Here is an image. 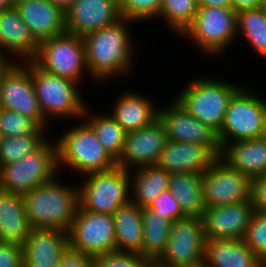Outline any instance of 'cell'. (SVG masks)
I'll list each match as a JSON object with an SVG mask.
<instances>
[{"instance_id":"6da1fadb","label":"cell","mask_w":266,"mask_h":267,"mask_svg":"<svg viewBox=\"0 0 266 267\" xmlns=\"http://www.w3.org/2000/svg\"><path fill=\"white\" fill-rule=\"evenodd\" d=\"M135 24L138 23L122 18L111 26L82 37L86 66L93 85L97 83L100 86L104 82L111 84L113 78L118 80L125 75L126 78L134 71L137 51L134 46L138 45L134 44L136 39L130 27Z\"/></svg>"},{"instance_id":"7a4b0ae2","label":"cell","mask_w":266,"mask_h":267,"mask_svg":"<svg viewBox=\"0 0 266 267\" xmlns=\"http://www.w3.org/2000/svg\"><path fill=\"white\" fill-rule=\"evenodd\" d=\"M61 176L59 173L23 195L32 229H71L80 206L79 188L62 182Z\"/></svg>"},{"instance_id":"3957f363","label":"cell","mask_w":266,"mask_h":267,"mask_svg":"<svg viewBox=\"0 0 266 267\" xmlns=\"http://www.w3.org/2000/svg\"><path fill=\"white\" fill-rule=\"evenodd\" d=\"M75 122L55 138L59 173L66 169L79 178L114 168L116 161L103 148L93 128L84 119Z\"/></svg>"},{"instance_id":"277c9868","label":"cell","mask_w":266,"mask_h":267,"mask_svg":"<svg viewBox=\"0 0 266 267\" xmlns=\"http://www.w3.org/2000/svg\"><path fill=\"white\" fill-rule=\"evenodd\" d=\"M198 76V77H196ZM187 79L186 84L173 97L194 118L211 126L217 132L223 126L228 103L232 96L244 85L229 82L220 77L196 75ZM223 79V80H222Z\"/></svg>"},{"instance_id":"5b68a950","label":"cell","mask_w":266,"mask_h":267,"mask_svg":"<svg viewBox=\"0 0 266 267\" xmlns=\"http://www.w3.org/2000/svg\"><path fill=\"white\" fill-rule=\"evenodd\" d=\"M30 73L40 109L50 125H55L51 121L54 123L56 119L59 122L83 119L85 108L89 104L84 100L86 98L83 96L84 92H81L80 84L45 72L32 60Z\"/></svg>"},{"instance_id":"8992f818","label":"cell","mask_w":266,"mask_h":267,"mask_svg":"<svg viewBox=\"0 0 266 267\" xmlns=\"http://www.w3.org/2000/svg\"><path fill=\"white\" fill-rule=\"evenodd\" d=\"M179 37L194 43L204 57L220 59L237 41V11L218 6L198 7L192 23Z\"/></svg>"},{"instance_id":"52a82bcc","label":"cell","mask_w":266,"mask_h":267,"mask_svg":"<svg viewBox=\"0 0 266 267\" xmlns=\"http://www.w3.org/2000/svg\"><path fill=\"white\" fill-rule=\"evenodd\" d=\"M253 84V81L250 84L246 82L228 103L223 126L218 132L222 147L229 142L260 138L263 135L266 98L258 95Z\"/></svg>"},{"instance_id":"ba28073f","label":"cell","mask_w":266,"mask_h":267,"mask_svg":"<svg viewBox=\"0 0 266 267\" xmlns=\"http://www.w3.org/2000/svg\"><path fill=\"white\" fill-rule=\"evenodd\" d=\"M130 171L119 166L79 177L80 207L86 211L112 215L131 201Z\"/></svg>"},{"instance_id":"9c48e42d","label":"cell","mask_w":266,"mask_h":267,"mask_svg":"<svg viewBox=\"0 0 266 267\" xmlns=\"http://www.w3.org/2000/svg\"><path fill=\"white\" fill-rule=\"evenodd\" d=\"M50 139L21 160L1 166L0 189L24 195L59 174L56 141Z\"/></svg>"},{"instance_id":"30bf717a","label":"cell","mask_w":266,"mask_h":267,"mask_svg":"<svg viewBox=\"0 0 266 267\" xmlns=\"http://www.w3.org/2000/svg\"><path fill=\"white\" fill-rule=\"evenodd\" d=\"M32 61L45 72L71 79L80 85L86 80L85 76L90 77L83 38L69 32L41 41Z\"/></svg>"},{"instance_id":"8fae6325","label":"cell","mask_w":266,"mask_h":267,"mask_svg":"<svg viewBox=\"0 0 266 267\" xmlns=\"http://www.w3.org/2000/svg\"><path fill=\"white\" fill-rule=\"evenodd\" d=\"M206 236L202 218L185 217L172 223L169 240L157 267H193L203 264Z\"/></svg>"},{"instance_id":"7c38bea8","label":"cell","mask_w":266,"mask_h":267,"mask_svg":"<svg viewBox=\"0 0 266 267\" xmlns=\"http://www.w3.org/2000/svg\"><path fill=\"white\" fill-rule=\"evenodd\" d=\"M0 108L16 111L50 129L36 96L30 61L10 62L0 74Z\"/></svg>"},{"instance_id":"4fadbf2b","label":"cell","mask_w":266,"mask_h":267,"mask_svg":"<svg viewBox=\"0 0 266 267\" xmlns=\"http://www.w3.org/2000/svg\"><path fill=\"white\" fill-rule=\"evenodd\" d=\"M69 245L93 258L116 251L113 217L86 211L79 206L68 231Z\"/></svg>"},{"instance_id":"5bb4252c","label":"cell","mask_w":266,"mask_h":267,"mask_svg":"<svg viewBox=\"0 0 266 267\" xmlns=\"http://www.w3.org/2000/svg\"><path fill=\"white\" fill-rule=\"evenodd\" d=\"M202 188L206 207L251 200V180L220 158L202 174Z\"/></svg>"},{"instance_id":"9a60e30c","label":"cell","mask_w":266,"mask_h":267,"mask_svg":"<svg viewBox=\"0 0 266 267\" xmlns=\"http://www.w3.org/2000/svg\"><path fill=\"white\" fill-rule=\"evenodd\" d=\"M160 106L158 118L164 126L167 140L208 146L220 157L222 146L216 130L194 118L174 98L166 106Z\"/></svg>"},{"instance_id":"2e32d148","label":"cell","mask_w":266,"mask_h":267,"mask_svg":"<svg viewBox=\"0 0 266 267\" xmlns=\"http://www.w3.org/2000/svg\"><path fill=\"white\" fill-rule=\"evenodd\" d=\"M166 141V132L159 118L146 127L129 132L116 166L131 171L141 166L156 165Z\"/></svg>"},{"instance_id":"e0dca14e","label":"cell","mask_w":266,"mask_h":267,"mask_svg":"<svg viewBox=\"0 0 266 267\" xmlns=\"http://www.w3.org/2000/svg\"><path fill=\"white\" fill-rule=\"evenodd\" d=\"M253 213L251 200L206 207L202 216L206 240L243 239Z\"/></svg>"},{"instance_id":"ac0fdd59","label":"cell","mask_w":266,"mask_h":267,"mask_svg":"<svg viewBox=\"0 0 266 267\" xmlns=\"http://www.w3.org/2000/svg\"><path fill=\"white\" fill-rule=\"evenodd\" d=\"M65 17L66 32L81 37L122 19L119 0H76Z\"/></svg>"},{"instance_id":"d6986e66","label":"cell","mask_w":266,"mask_h":267,"mask_svg":"<svg viewBox=\"0 0 266 267\" xmlns=\"http://www.w3.org/2000/svg\"><path fill=\"white\" fill-rule=\"evenodd\" d=\"M38 48L39 42L15 7L0 11V54L2 56L9 62L31 61L37 55Z\"/></svg>"},{"instance_id":"ffe728a7","label":"cell","mask_w":266,"mask_h":267,"mask_svg":"<svg viewBox=\"0 0 266 267\" xmlns=\"http://www.w3.org/2000/svg\"><path fill=\"white\" fill-rule=\"evenodd\" d=\"M218 158L208 146L167 140L156 165L170 174H203Z\"/></svg>"},{"instance_id":"44dd1931","label":"cell","mask_w":266,"mask_h":267,"mask_svg":"<svg viewBox=\"0 0 266 267\" xmlns=\"http://www.w3.org/2000/svg\"><path fill=\"white\" fill-rule=\"evenodd\" d=\"M22 245L23 263L28 267H58L69 235L60 229H31Z\"/></svg>"},{"instance_id":"7402d4cb","label":"cell","mask_w":266,"mask_h":267,"mask_svg":"<svg viewBox=\"0 0 266 267\" xmlns=\"http://www.w3.org/2000/svg\"><path fill=\"white\" fill-rule=\"evenodd\" d=\"M135 89H125L114 98L109 114L127 132L137 131L158 119L159 105ZM156 105V106H155Z\"/></svg>"},{"instance_id":"603a6c76","label":"cell","mask_w":266,"mask_h":267,"mask_svg":"<svg viewBox=\"0 0 266 267\" xmlns=\"http://www.w3.org/2000/svg\"><path fill=\"white\" fill-rule=\"evenodd\" d=\"M14 7L39 43L66 32L65 13L50 0H17Z\"/></svg>"},{"instance_id":"cb8c5ba5","label":"cell","mask_w":266,"mask_h":267,"mask_svg":"<svg viewBox=\"0 0 266 267\" xmlns=\"http://www.w3.org/2000/svg\"><path fill=\"white\" fill-rule=\"evenodd\" d=\"M219 158L252 181L266 175V140L260 137L229 142L222 147Z\"/></svg>"},{"instance_id":"d4e9b609","label":"cell","mask_w":266,"mask_h":267,"mask_svg":"<svg viewBox=\"0 0 266 267\" xmlns=\"http://www.w3.org/2000/svg\"><path fill=\"white\" fill-rule=\"evenodd\" d=\"M205 267H264L265 263L243 239L206 240Z\"/></svg>"},{"instance_id":"484cf974","label":"cell","mask_w":266,"mask_h":267,"mask_svg":"<svg viewBox=\"0 0 266 267\" xmlns=\"http://www.w3.org/2000/svg\"><path fill=\"white\" fill-rule=\"evenodd\" d=\"M31 229L23 195L0 189V241L23 244Z\"/></svg>"},{"instance_id":"4316f807","label":"cell","mask_w":266,"mask_h":267,"mask_svg":"<svg viewBox=\"0 0 266 267\" xmlns=\"http://www.w3.org/2000/svg\"><path fill=\"white\" fill-rule=\"evenodd\" d=\"M116 251L140 254L143 248L141 207L132 200L113 214Z\"/></svg>"},{"instance_id":"83f0119b","label":"cell","mask_w":266,"mask_h":267,"mask_svg":"<svg viewBox=\"0 0 266 267\" xmlns=\"http://www.w3.org/2000/svg\"><path fill=\"white\" fill-rule=\"evenodd\" d=\"M131 200L141 208L168 189L170 173L157 165L141 166L130 171Z\"/></svg>"},{"instance_id":"f1b7e54d","label":"cell","mask_w":266,"mask_h":267,"mask_svg":"<svg viewBox=\"0 0 266 267\" xmlns=\"http://www.w3.org/2000/svg\"><path fill=\"white\" fill-rule=\"evenodd\" d=\"M168 189L177 198L186 217L202 218L204 203L202 174L173 173L170 175Z\"/></svg>"},{"instance_id":"f546056e","label":"cell","mask_w":266,"mask_h":267,"mask_svg":"<svg viewBox=\"0 0 266 267\" xmlns=\"http://www.w3.org/2000/svg\"><path fill=\"white\" fill-rule=\"evenodd\" d=\"M141 212L143 221V248L139 255L155 263L166 249L173 222L156 214L149 207L141 208Z\"/></svg>"},{"instance_id":"4dcf8cb0","label":"cell","mask_w":266,"mask_h":267,"mask_svg":"<svg viewBox=\"0 0 266 267\" xmlns=\"http://www.w3.org/2000/svg\"><path fill=\"white\" fill-rule=\"evenodd\" d=\"M86 106L83 119L93 128L103 148L117 161L123 153L127 132L108 113L93 112ZM90 109L92 111H90Z\"/></svg>"},{"instance_id":"1f68e13d","label":"cell","mask_w":266,"mask_h":267,"mask_svg":"<svg viewBox=\"0 0 266 267\" xmlns=\"http://www.w3.org/2000/svg\"><path fill=\"white\" fill-rule=\"evenodd\" d=\"M243 37L246 45L266 61V15L259 7L237 12V40Z\"/></svg>"},{"instance_id":"d6a6232c","label":"cell","mask_w":266,"mask_h":267,"mask_svg":"<svg viewBox=\"0 0 266 267\" xmlns=\"http://www.w3.org/2000/svg\"><path fill=\"white\" fill-rule=\"evenodd\" d=\"M48 130L39 127L35 132L15 137H3L0 142V166L21 160L38 149L47 139Z\"/></svg>"},{"instance_id":"836d02e7","label":"cell","mask_w":266,"mask_h":267,"mask_svg":"<svg viewBox=\"0 0 266 267\" xmlns=\"http://www.w3.org/2000/svg\"><path fill=\"white\" fill-rule=\"evenodd\" d=\"M198 10L197 0H162L159 17L167 29L180 36L192 23Z\"/></svg>"},{"instance_id":"e575fe53","label":"cell","mask_w":266,"mask_h":267,"mask_svg":"<svg viewBox=\"0 0 266 267\" xmlns=\"http://www.w3.org/2000/svg\"><path fill=\"white\" fill-rule=\"evenodd\" d=\"M162 0H119V10L122 18L138 24L155 21L160 14Z\"/></svg>"},{"instance_id":"d590c367","label":"cell","mask_w":266,"mask_h":267,"mask_svg":"<svg viewBox=\"0 0 266 267\" xmlns=\"http://www.w3.org/2000/svg\"><path fill=\"white\" fill-rule=\"evenodd\" d=\"M40 125L32 118L16 111L0 108V132L2 137H15L35 132Z\"/></svg>"},{"instance_id":"8d00e7d4","label":"cell","mask_w":266,"mask_h":267,"mask_svg":"<svg viewBox=\"0 0 266 267\" xmlns=\"http://www.w3.org/2000/svg\"><path fill=\"white\" fill-rule=\"evenodd\" d=\"M243 241L266 263V212L254 211Z\"/></svg>"},{"instance_id":"74e56055","label":"cell","mask_w":266,"mask_h":267,"mask_svg":"<svg viewBox=\"0 0 266 267\" xmlns=\"http://www.w3.org/2000/svg\"><path fill=\"white\" fill-rule=\"evenodd\" d=\"M153 264L132 252L114 251L94 258V267H151Z\"/></svg>"},{"instance_id":"f35d334b","label":"cell","mask_w":266,"mask_h":267,"mask_svg":"<svg viewBox=\"0 0 266 267\" xmlns=\"http://www.w3.org/2000/svg\"><path fill=\"white\" fill-rule=\"evenodd\" d=\"M156 214L172 222L185 218L177 198L169 189L163 191L149 206Z\"/></svg>"},{"instance_id":"ab89813d","label":"cell","mask_w":266,"mask_h":267,"mask_svg":"<svg viewBox=\"0 0 266 267\" xmlns=\"http://www.w3.org/2000/svg\"><path fill=\"white\" fill-rule=\"evenodd\" d=\"M23 264V245L0 241V267H21Z\"/></svg>"},{"instance_id":"60d3db41","label":"cell","mask_w":266,"mask_h":267,"mask_svg":"<svg viewBox=\"0 0 266 267\" xmlns=\"http://www.w3.org/2000/svg\"><path fill=\"white\" fill-rule=\"evenodd\" d=\"M58 267H94V258L69 245L62 254Z\"/></svg>"},{"instance_id":"b9f144b4","label":"cell","mask_w":266,"mask_h":267,"mask_svg":"<svg viewBox=\"0 0 266 267\" xmlns=\"http://www.w3.org/2000/svg\"><path fill=\"white\" fill-rule=\"evenodd\" d=\"M251 201L254 211L266 212V175L251 181Z\"/></svg>"},{"instance_id":"7bdbcfd3","label":"cell","mask_w":266,"mask_h":267,"mask_svg":"<svg viewBox=\"0 0 266 267\" xmlns=\"http://www.w3.org/2000/svg\"><path fill=\"white\" fill-rule=\"evenodd\" d=\"M232 8L235 11H240L243 9L258 8L260 0H231Z\"/></svg>"},{"instance_id":"ee69618b","label":"cell","mask_w":266,"mask_h":267,"mask_svg":"<svg viewBox=\"0 0 266 267\" xmlns=\"http://www.w3.org/2000/svg\"><path fill=\"white\" fill-rule=\"evenodd\" d=\"M198 7H223L232 8L231 0H197Z\"/></svg>"},{"instance_id":"f6af8a7d","label":"cell","mask_w":266,"mask_h":267,"mask_svg":"<svg viewBox=\"0 0 266 267\" xmlns=\"http://www.w3.org/2000/svg\"><path fill=\"white\" fill-rule=\"evenodd\" d=\"M56 7L66 13L76 0H50Z\"/></svg>"},{"instance_id":"bcb514c9","label":"cell","mask_w":266,"mask_h":267,"mask_svg":"<svg viewBox=\"0 0 266 267\" xmlns=\"http://www.w3.org/2000/svg\"><path fill=\"white\" fill-rule=\"evenodd\" d=\"M15 2V0H0V11L14 7Z\"/></svg>"},{"instance_id":"7dc6e473","label":"cell","mask_w":266,"mask_h":267,"mask_svg":"<svg viewBox=\"0 0 266 267\" xmlns=\"http://www.w3.org/2000/svg\"><path fill=\"white\" fill-rule=\"evenodd\" d=\"M10 62L0 54V74Z\"/></svg>"},{"instance_id":"c3c4849f","label":"cell","mask_w":266,"mask_h":267,"mask_svg":"<svg viewBox=\"0 0 266 267\" xmlns=\"http://www.w3.org/2000/svg\"><path fill=\"white\" fill-rule=\"evenodd\" d=\"M259 8L266 15V0H260Z\"/></svg>"},{"instance_id":"681fc988","label":"cell","mask_w":266,"mask_h":267,"mask_svg":"<svg viewBox=\"0 0 266 267\" xmlns=\"http://www.w3.org/2000/svg\"><path fill=\"white\" fill-rule=\"evenodd\" d=\"M262 137L266 140V119H265V125H264V130H263Z\"/></svg>"},{"instance_id":"f907efd6","label":"cell","mask_w":266,"mask_h":267,"mask_svg":"<svg viewBox=\"0 0 266 267\" xmlns=\"http://www.w3.org/2000/svg\"><path fill=\"white\" fill-rule=\"evenodd\" d=\"M193 267H205L204 264L198 265V266H193Z\"/></svg>"},{"instance_id":"816d5d0a","label":"cell","mask_w":266,"mask_h":267,"mask_svg":"<svg viewBox=\"0 0 266 267\" xmlns=\"http://www.w3.org/2000/svg\"><path fill=\"white\" fill-rule=\"evenodd\" d=\"M2 138H3V137H2V134H1V132H0V142H1Z\"/></svg>"},{"instance_id":"f5cc1de1","label":"cell","mask_w":266,"mask_h":267,"mask_svg":"<svg viewBox=\"0 0 266 267\" xmlns=\"http://www.w3.org/2000/svg\"><path fill=\"white\" fill-rule=\"evenodd\" d=\"M21 267H28V266L23 263Z\"/></svg>"}]
</instances>
